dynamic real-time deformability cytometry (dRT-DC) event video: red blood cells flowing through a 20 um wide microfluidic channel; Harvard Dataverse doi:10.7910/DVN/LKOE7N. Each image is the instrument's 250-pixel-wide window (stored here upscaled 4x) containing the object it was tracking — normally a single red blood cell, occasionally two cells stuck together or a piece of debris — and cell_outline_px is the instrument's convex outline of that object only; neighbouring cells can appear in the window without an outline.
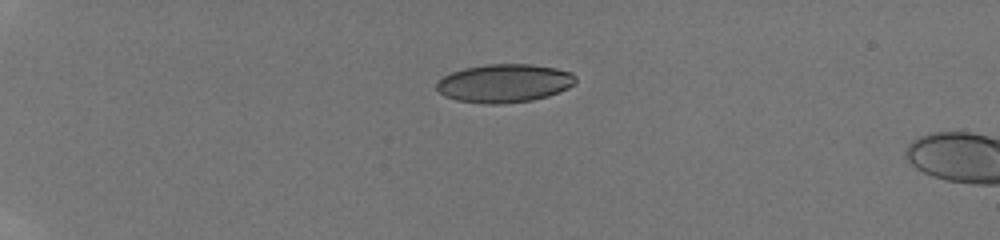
{"species": "human", "species_latin": "Homo sapiens", "temperature_condition": "room temperature", "stored_images_in_passage": 9, "camera_frame_rate_fps": 3000, "um_per_image_px": 0.085, "donor": {"sex": "male"}, "frame": {"image": 1, "passage_image": 1, "time_ms": 0.0, "image_size_px": [1000, 240], "cell_outline_px": [[576, 84], [568, 88], [548, 96], [532, 100], [500, 104], [484, 104], [456, 100], [444, 96], [436, 88], [436, 84], [444, 76], [452, 72], [464, 68], [488, 64], [532, 64], [556, 68], [572, 72], [576, 76]], "centroid_in_image_um": [42.89, 7.07], "position_along_channel_um": 42.1, "area_um2": 31.21}}